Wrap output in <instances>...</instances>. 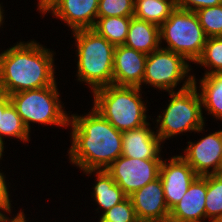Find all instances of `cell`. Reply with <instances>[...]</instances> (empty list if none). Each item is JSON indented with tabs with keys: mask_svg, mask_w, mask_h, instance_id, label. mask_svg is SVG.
I'll list each match as a JSON object with an SVG mask.
<instances>
[{
	"mask_svg": "<svg viewBox=\"0 0 222 222\" xmlns=\"http://www.w3.org/2000/svg\"><path fill=\"white\" fill-rule=\"evenodd\" d=\"M68 127V161L79 170H106L122 155V132L93 107L82 115L72 113Z\"/></svg>",
	"mask_w": 222,
	"mask_h": 222,
	"instance_id": "1",
	"label": "cell"
},
{
	"mask_svg": "<svg viewBox=\"0 0 222 222\" xmlns=\"http://www.w3.org/2000/svg\"><path fill=\"white\" fill-rule=\"evenodd\" d=\"M55 56L52 49L35 39L20 40L6 50L1 49L0 92L11 95L54 85Z\"/></svg>",
	"mask_w": 222,
	"mask_h": 222,
	"instance_id": "2",
	"label": "cell"
},
{
	"mask_svg": "<svg viewBox=\"0 0 222 222\" xmlns=\"http://www.w3.org/2000/svg\"><path fill=\"white\" fill-rule=\"evenodd\" d=\"M74 41L75 76L90 88L91 93L101 87L113 84V62L115 46L93 29H80L71 32ZM77 60V61H76Z\"/></svg>",
	"mask_w": 222,
	"mask_h": 222,
	"instance_id": "3",
	"label": "cell"
},
{
	"mask_svg": "<svg viewBox=\"0 0 222 222\" xmlns=\"http://www.w3.org/2000/svg\"><path fill=\"white\" fill-rule=\"evenodd\" d=\"M140 87L108 85L94 90L92 106L120 132L149 123L148 100Z\"/></svg>",
	"mask_w": 222,
	"mask_h": 222,
	"instance_id": "4",
	"label": "cell"
},
{
	"mask_svg": "<svg viewBox=\"0 0 222 222\" xmlns=\"http://www.w3.org/2000/svg\"><path fill=\"white\" fill-rule=\"evenodd\" d=\"M170 100L162 113L152 121L156 134L164 144L166 140L186 135L187 133H204L206 116L203 115L200 95L192 84L186 89L167 92ZM179 135V136H178Z\"/></svg>",
	"mask_w": 222,
	"mask_h": 222,
	"instance_id": "5",
	"label": "cell"
},
{
	"mask_svg": "<svg viewBox=\"0 0 222 222\" xmlns=\"http://www.w3.org/2000/svg\"><path fill=\"white\" fill-rule=\"evenodd\" d=\"M58 83L9 95L12 105L30 133L34 128L31 126L33 123L43 127L53 125V127L68 128L71 112L66 111L61 101Z\"/></svg>",
	"mask_w": 222,
	"mask_h": 222,
	"instance_id": "6",
	"label": "cell"
},
{
	"mask_svg": "<svg viewBox=\"0 0 222 222\" xmlns=\"http://www.w3.org/2000/svg\"><path fill=\"white\" fill-rule=\"evenodd\" d=\"M159 34L161 48L181 54L193 64L201 56L208 38L196 13L179 8L159 26Z\"/></svg>",
	"mask_w": 222,
	"mask_h": 222,
	"instance_id": "7",
	"label": "cell"
},
{
	"mask_svg": "<svg viewBox=\"0 0 222 222\" xmlns=\"http://www.w3.org/2000/svg\"><path fill=\"white\" fill-rule=\"evenodd\" d=\"M190 64L181 54L160 47L147 55L142 88L150 86L158 92L186 89L193 84V68Z\"/></svg>",
	"mask_w": 222,
	"mask_h": 222,
	"instance_id": "8",
	"label": "cell"
},
{
	"mask_svg": "<svg viewBox=\"0 0 222 222\" xmlns=\"http://www.w3.org/2000/svg\"><path fill=\"white\" fill-rule=\"evenodd\" d=\"M162 159H139L121 155L106 171L129 197L159 177Z\"/></svg>",
	"mask_w": 222,
	"mask_h": 222,
	"instance_id": "9",
	"label": "cell"
},
{
	"mask_svg": "<svg viewBox=\"0 0 222 222\" xmlns=\"http://www.w3.org/2000/svg\"><path fill=\"white\" fill-rule=\"evenodd\" d=\"M201 137L198 141H188L180 156L198 176L219 174L222 167V129Z\"/></svg>",
	"mask_w": 222,
	"mask_h": 222,
	"instance_id": "10",
	"label": "cell"
},
{
	"mask_svg": "<svg viewBox=\"0 0 222 222\" xmlns=\"http://www.w3.org/2000/svg\"><path fill=\"white\" fill-rule=\"evenodd\" d=\"M99 0H51L39 13L51 16L69 27V30L92 29L98 17Z\"/></svg>",
	"mask_w": 222,
	"mask_h": 222,
	"instance_id": "11",
	"label": "cell"
},
{
	"mask_svg": "<svg viewBox=\"0 0 222 222\" xmlns=\"http://www.w3.org/2000/svg\"><path fill=\"white\" fill-rule=\"evenodd\" d=\"M159 177L163 185L166 205L170 210L182 199L198 175L180 155H173L169 156V159H162Z\"/></svg>",
	"mask_w": 222,
	"mask_h": 222,
	"instance_id": "12",
	"label": "cell"
},
{
	"mask_svg": "<svg viewBox=\"0 0 222 222\" xmlns=\"http://www.w3.org/2000/svg\"><path fill=\"white\" fill-rule=\"evenodd\" d=\"M140 222H169L170 210L166 205L160 177L129 196Z\"/></svg>",
	"mask_w": 222,
	"mask_h": 222,
	"instance_id": "13",
	"label": "cell"
},
{
	"mask_svg": "<svg viewBox=\"0 0 222 222\" xmlns=\"http://www.w3.org/2000/svg\"><path fill=\"white\" fill-rule=\"evenodd\" d=\"M147 54L125 45L115 46L113 84L135 86L142 89Z\"/></svg>",
	"mask_w": 222,
	"mask_h": 222,
	"instance_id": "14",
	"label": "cell"
},
{
	"mask_svg": "<svg viewBox=\"0 0 222 222\" xmlns=\"http://www.w3.org/2000/svg\"><path fill=\"white\" fill-rule=\"evenodd\" d=\"M149 123L144 126L122 132V155L139 159H163L160 138Z\"/></svg>",
	"mask_w": 222,
	"mask_h": 222,
	"instance_id": "15",
	"label": "cell"
},
{
	"mask_svg": "<svg viewBox=\"0 0 222 222\" xmlns=\"http://www.w3.org/2000/svg\"><path fill=\"white\" fill-rule=\"evenodd\" d=\"M207 175L198 176L169 213V222H205Z\"/></svg>",
	"mask_w": 222,
	"mask_h": 222,
	"instance_id": "16",
	"label": "cell"
},
{
	"mask_svg": "<svg viewBox=\"0 0 222 222\" xmlns=\"http://www.w3.org/2000/svg\"><path fill=\"white\" fill-rule=\"evenodd\" d=\"M86 176H94L93 191L91 193L92 201L97 205L95 213L101 215L111 209L116 204L123 201L127 196L123 190L115 183L112 176L106 170H86L83 171Z\"/></svg>",
	"mask_w": 222,
	"mask_h": 222,
	"instance_id": "17",
	"label": "cell"
},
{
	"mask_svg": "<svg viewBox=\"0 0 222 222\" xmlns=\"http://www.w3.org/2000/svg\"><path fill=\"white\" fill-rule=\"evenodd\" d=\"M193 84L200 95L203 114L207 112L204 115L222 122V73L203 75L199 79L193 74Z\"/></svg>",
	"mask_w": 222,
	"mask_h": 222,
	"instance_id": "18",
	"label": "cell"
},
{
	"mask_svg": "<svg viewBox=\"0 0 222 222\" xmlns=\"http://www.w3.org/2000/svg\"><path fill=\"white\" fill-rule=\"evenodd\" d=\"M124 45L150 54L160 48L159 26L133 16Z\"/></svg>",
	"mask_w": 222,
	"mask_h": 222,
	"instance_id": "19",
	"label": "cell"
},
{
	"mask_svg": "<svg viewBox=\"0 0 222 222\" xmlns=\"http://www.w3.org/2000/svg\"><path fill=\"white\" fill-rule=\"evenodd\" d=\"M176 8V0H135L133 16L160 26Z\"/></svg>",
	"mask_w": 222,
	"mask_h": 222,
	"instance_id": "20",
	"label": "cell"
},
{
	"mask_svg": "<svg viewBox=\"0 0 222 222\" xmlns=\"http://www.w3.org/2000/svg\"><path fill=\"white\" fill-rule=\"evenodd\" d=\"M132 17H97L93 30L114 46L124 45Z\"/></svg>",
	"mask_w": 222,
	"mask_h": 222,
	"instance_id": "21",
	"label": "cell"
},
{
	"mask_svg": "<svg viewBox=\"0 0 222 222\" xmlns=\"http://www.w3.org/2000/svg\"><path fill=\"white\" fill-rule=\"evenodd\" d=\"M6 137L14 140L29 143L31 140L30 132L26 129L21 116L17 113L12 103L1 113L0 119V139L5 143Z\"/></svg>",
	"mask_w": 222,
	"mask_h": 222,
	"instance_id": "22",
	"label": "cell"
},
{
	"mask_svg": "<svg viewBox=\"0 0 222 222\" xmlns=\"http://www.w3.org/2000/svg\"><path fill=\"white\" fill-rule=\"evenodd\" d=\"M194 64L206 68L202 75L222 73V36L207 38L203 52Z\"/></svg>",
	"mask_w": 222,
	"mask_h": 222,
	"instance_id": "23",
	"label": "cell"
},
{
	"mask_svg": "<svg viewBox=\"0 0 222 222\" xmlns=\"http://www.w3.org/2000/svg\"><path fill=\"white\" fill-rule=\"evenodd\" d=\"M205 213L207 222H216L222 217V177L219 174L207 175Z\"/></svg>",
	"mask_w": 222,
	"mask_h": 222,
	"instance_id": "24",
	"label": "cell"
},
{
	"mask_svg": "<svg viewBox=\"0 0 222 222\" xmlns=\"http://www.w3.org/2000/svg\"><path fill=\"white\" fill-rule=\"evenodd\" d=\"M206 36H222V4L195 11Z\"/></svg>",
	"mask_w": 222,
	"mask_h": 222,
	"instance_id": "25",
	"label": "cell"
},
{
	"mask_svg": "<svg viewBox=\"0 0 222 222\" xmlns=\"http://www.w3.org/2000/svg\"><path fill=\"white\" fill-rule=\"evenodd\" d=\"M135 0H99L98 17H133Z\"/></svg>",
	"mask_w": 222,
	"mask_h": 222,
	"instance_id": "26",
	"label": "cell"
},
{
	"mask_svg": "<svg viewBox=\"0 0 222 222\" xmlns=\"http://www.w3.org/2000/svg\"><path fill=\"white\" fill-rule=\"evenodd\" d=\"M102 215L113 222H140L130 197H126Z\"/></svg>",
	"mask_w": 222,
	"mask_h": 222,
	"instance_id": "27",
	"label": "cell"
},
{
	"mask_svg": "<svg viewBox=\"0 0 222 222\" xmlns=\"http://www.w3.org/2000/svg\"><path fill=\"white\" fill-rule=\"evenodd\" d=\"M2 171L3 170L0 169V216H5L13 213V205L11 204L12 199L10 198L12 196L9 192V188L11 187L9 185L10 182H7L9 180L6 179V174Z\"/></svg>",
	"mask_w": 222,
	"mask_h": 222,
	"instance_id": "28",
	"label": "cell"
},
{
	"mask_svg": "<svg viewBox=\"0 0 222 222\" xmlns=\"http://www.w3.org/2000/svg\"><path fill=\"white\" fill-rule=\"evenodd\" d=\"M220 4H222V0H176L177 8L193 12Z\"/></svg>",
	"mask_w": 222,
	"mask_h": 222,
	"instance_id": "29",
	"label": "cell"
},
{
	"mask_svg": "<svg viewBox=\"0 0 222 222\" xmlns=\"http://www.w3.org/2000/svg\"><path fill=\"white\" fill-rule=\"evenodd\" d=\"M25 209H20L18 213L14 214H9L5 216H0V222H29V218L26 219V214L24 213ZM13 216V217H12Z\"/></svg>",
	"mask_w": 222,
	"mask_h": 222,
	"instance_id": "30",
	"label": "cell"
},
{
	"mask_svg": "<svg viewBox=\"0 0 222 222\" xmlns=\"http://www.w3.org/2000/svg\"><path fill=\"white\" fill-rule=\"evenodd\" d=\"M11 104V100L9 95L0 92V119H1V113Z\"/></svg>",
	"mask_w": 222,
	"mask_h": 222,
	"instance_id": "31",
	"label": "cell"
},
{
	"mask_svg": "<svg viewBox=\"0 0 222 222\" xmlns=\"http://www.w3.org/2000/svg\"><path fill=\"white\" fill-rule=\"evenodd\" d=\"M3 3L0 2V28L2 29L3 24L5 25V10L3 9L4 6L2 5Z\"/></svg>",
	"mask_w": 222,
	"mask_h": 222,
	"instance_id": "32",
	"label": "cell"
},
{
	"mask_svg": "<svg viewBox=\"0 0 222 222\" xmlns=\"http://www.w3.org/2000/svg\"><path fill=\"white\" fill-rule=\"evenodd\" d=\"M51 0H37V10L40 12Z\"/></svg>",
	"mask_w": 222,
	"mask_h": 222,
	"instance_id": "33",
	"label": "cell"
},
{
	"mask_svg": "<svg viewBox=\"0 0 222 222\" xmlns=\"http://www.w3.org/2000/svg\"><path fill=\"white\" fill-rule=\"evenodd\" d=\"M6 143H4L1 139H0V161L3 159V157L5 156V152L4 150L6 149V146H4ZM1 164V163H0ZM1 167V166H0Z\"/></svg>",
	"mask_w": 222,
	"mask_h": 222,
	"instance_id": "34",
	"label": "cell"
},
{
	"mask_svg": "<svg viewBox=\"0 0 222 222\" xmlns=\"http://www.w3.org/2000/svg\"><path fill=\"white\" fill-rule=\"evenodd\" d=\"M97 222H113L111 220H109L108 218L104 217L103 215L100 214L99 219L97 220Z\"/></svg>",
	"mask_w": 222,
	"mask_h": 222,
	"instance_id": "35",
	"label": "cell"
},
{
	"mask_svg": "<svg viewBox=\"0 0 222 222\" xmlns=\"http://www.w3.org/2000/svg\"><path fill=\"white\" fill-rule=\"evenodd\" d=\"M216 222H222V217H220Z\"/></svg>",
	"mask_w": 222,
	"mask_h": 222,
	"instance_id": "36",
	"label": "cell"
},
{
	"mask_svg": "<svg viewBox=\"0 0 222 222\" xmlns=\"http://www.w3.org/2000/svg\"><path fill=\"white\" fill-rule=\"evenodd\" d=\"M219 175L222 177V167H221V170L219 172Z\"/></svg>",
	"mask_w": 222,
	"mask_h": 222,
	"instance_id": "37",
	"label": "cell"
}]
</instances>
